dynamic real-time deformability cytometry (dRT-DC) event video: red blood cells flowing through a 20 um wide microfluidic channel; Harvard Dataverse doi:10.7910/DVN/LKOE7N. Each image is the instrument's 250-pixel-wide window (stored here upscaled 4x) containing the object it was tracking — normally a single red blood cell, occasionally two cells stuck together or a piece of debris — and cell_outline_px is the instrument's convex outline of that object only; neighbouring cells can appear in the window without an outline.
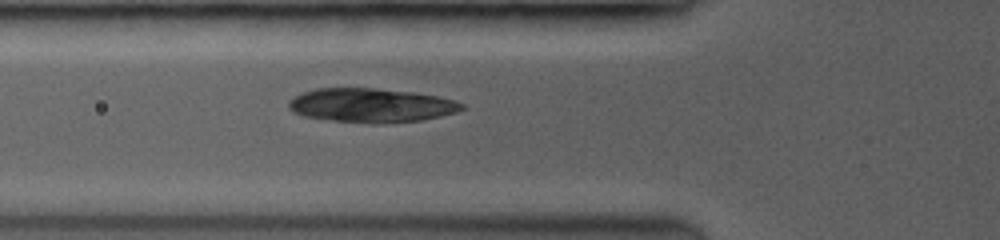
{"species": "common noctule bat (a hibernating species)", "species_latin": "Nyctalus noctula", "temperature_condition": "room temperature", "stored_images_in_passage": 4, "camera_frame_rate_fps": 3500, "um_per_image_px": 0.085, "animal": {"sex": "female", "body_mass_g": 19.0, "forearm_length_mm": 53.3}, "frame": {"image": 1, "passage_image": 2, "time_ms": 0.571, "image_size_px": [1000, 240], "cell_outline_px": [[464, 108], [456, 112], [440, 116], [420, 120], [380, 124], [372, 124], [332, 120], [304, 116], [296, 112], [288, 104], [296, 96], [304, 92], [316, 88], [372, 88], [408, 92], [436, 96], [452, 100], [464, 104]], "centroid_in_image_um": [31.57, 8.96], "position_along_channel_um": 94.2, "area_um2": 33.76}}